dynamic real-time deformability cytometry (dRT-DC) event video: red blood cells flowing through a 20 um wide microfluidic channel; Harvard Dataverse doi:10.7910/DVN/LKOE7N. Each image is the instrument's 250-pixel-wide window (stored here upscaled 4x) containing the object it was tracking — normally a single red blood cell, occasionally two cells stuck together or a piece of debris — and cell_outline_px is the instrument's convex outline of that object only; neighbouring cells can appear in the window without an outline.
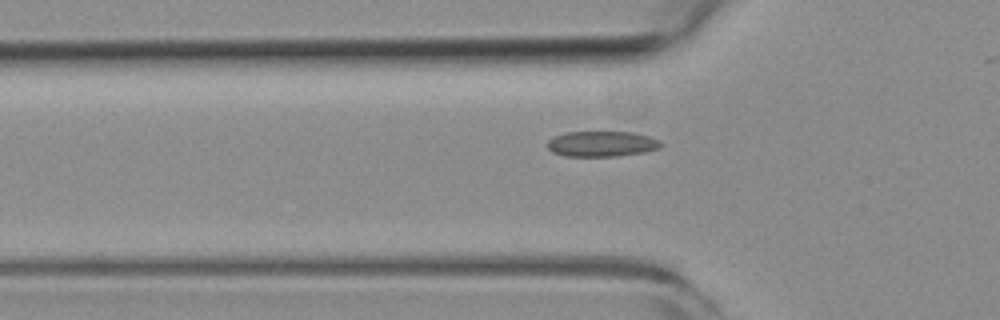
{"species": "common noctule bat (a hibernating species)", "species_latin": "Nyctalus noctula", "temperature_condition": "room temperature", "stored_images_in_passage": 35, "camera_frame_rate_fps": 3000, "um_per_image_px": 0.085, "animal": {"sex": "female", "body_mass_g": 19.3, "forearm_length_mm": 54.1}, "frame": {"image": 1, "passage_image": 7, "time_ms": 2.0, "image_size_px": [1000, 320], "cell_outline_px": [[664, 144], [660, 148], [644, 152], [616, 156], [564, 156], [552, 152], [548, 148], [548, 140], [552, 136], [564, 132], [632, 132], [648, 136], [660, 140]], "centroid_in_image_um": [51.14, 12.22], "position_along_channel_um": 74.7, "area_um2": 16.99}}
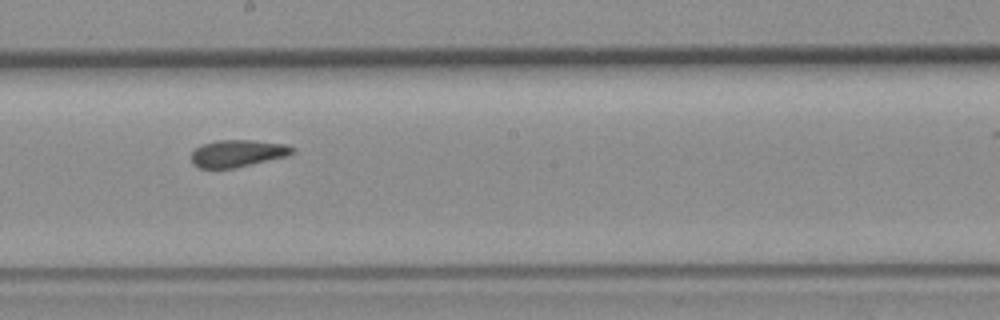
{"frame": {"image": 2, "passage_image": 19, "time_ms": 6.0, "image_size_px": [1000, 320], "cell_outline_px": [[296, 152], [288, 156], [232, 168], [200, 168], [192, 164], [192, 152], [196, 148], [204, 144], [216, 140], [252, 140], [288, 144], [296, 148]], "centroid_in_image_um": [20.25, 13.02], "position_along_channel_um": 227.9, "area_um2": 16.01}}
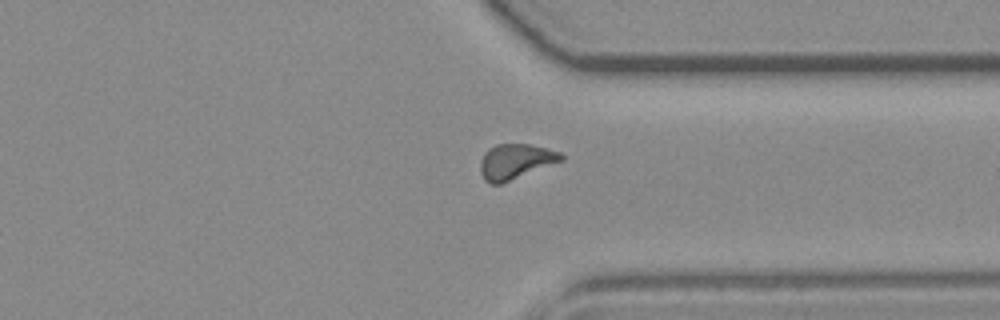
{"frame": {"image": 3, "passage_image": 30, "time_ms": 9.667, "image_size_px": [1000, 320], "cell_outline_px": [[564, 160], [500, 184], [492, 184], [484, 180], [480, 172], [480, 160], [484, 152], [488, 148], [496, 144], [528, 144], [560, 152], [564, 156]], "centroid_in_image_um": [43.78, 13.72], "position_along_channel_um": 367.6, "area_um2": 16.53}}